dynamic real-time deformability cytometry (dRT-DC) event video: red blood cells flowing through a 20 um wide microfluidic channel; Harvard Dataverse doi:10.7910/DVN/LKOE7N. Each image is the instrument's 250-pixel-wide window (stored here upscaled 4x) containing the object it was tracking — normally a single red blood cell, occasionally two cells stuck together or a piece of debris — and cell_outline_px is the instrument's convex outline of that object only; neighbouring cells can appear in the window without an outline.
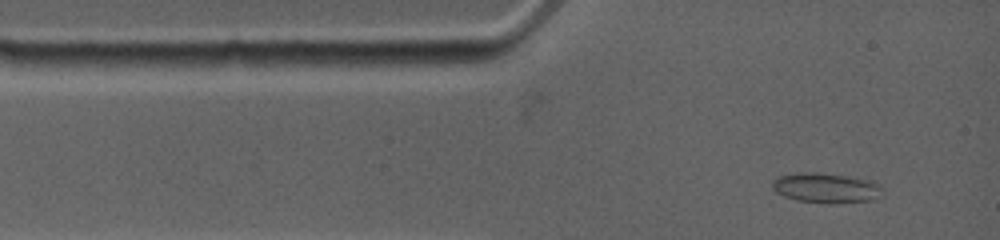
{"species": "common noctule bat (a hibernating species)", "species_latin": "Nyctalus noctula", "temperature_condition": "warm", "stored_images_in_passage": 16, "camera_frame_rate_fps": 4500, "um_per_image_px": 0.085, "animal": {"sex": "female", "body_mass_g": 19.0, "forearm_length_mm": 53.3}, "frame": {"image": 1, "passage_image": 2, "time_ms": 0.667, "image_size_px": [1000, 240], "cell_outline_px": [[884, 192], [880, 196], [872, 200], [836, 204], [828, 204], [796, 200], [784, 196], [776, 192], [772, 188], [772, 180], [776, 176], [800, 172], [816, 172], [848, 176], [872, 180], [880, 184]], "centroid_in_image_um": [70.22, 15.97], "position_along_channel_um": 14.8, "area_um2": 19.71}}
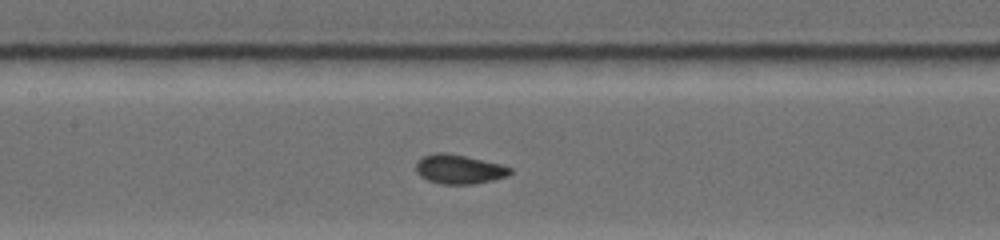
{"frame": {"image": 2, "passage_image": 10, "time_ms": 5.333, "image_size_px": [1000, 240], "cell_outline_px": [[512, 172], [508, 176], [476, 184], [440, 184], [428, 180], [420, 176], [416, 172], [416, 164], [424, 156], [436, 152], [448, 152], [500, 164], [512, 168]], "centroid_in_image_um": [39.03, 14.39], "position_along_channel_um": 168.4, "area_um2": 16.07}}
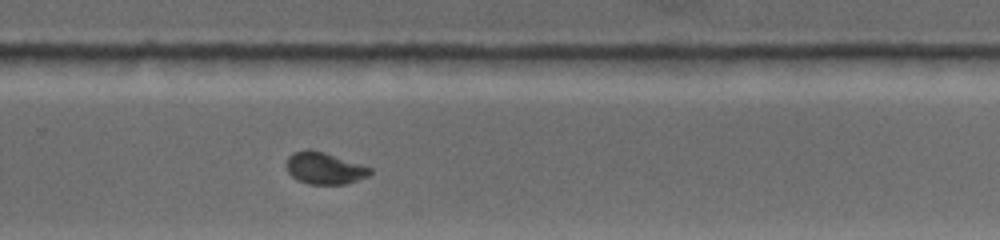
{"frame": {"image": 3, "passage_image": 16, "time_ms": 8.889, "image_size_px": [1000, 240], "cell_outline_px": [[372, 172], [368, 176], [344, 184], [308, 184], [296, 180], [288, 172], [288, 156], [296, 152], [308, 148], [324, 152], [372, 168]], "centroid_in_image_um": [27.58, 14.3], "position_along_channel_um": 302.2, "area_um2": 15.32}}